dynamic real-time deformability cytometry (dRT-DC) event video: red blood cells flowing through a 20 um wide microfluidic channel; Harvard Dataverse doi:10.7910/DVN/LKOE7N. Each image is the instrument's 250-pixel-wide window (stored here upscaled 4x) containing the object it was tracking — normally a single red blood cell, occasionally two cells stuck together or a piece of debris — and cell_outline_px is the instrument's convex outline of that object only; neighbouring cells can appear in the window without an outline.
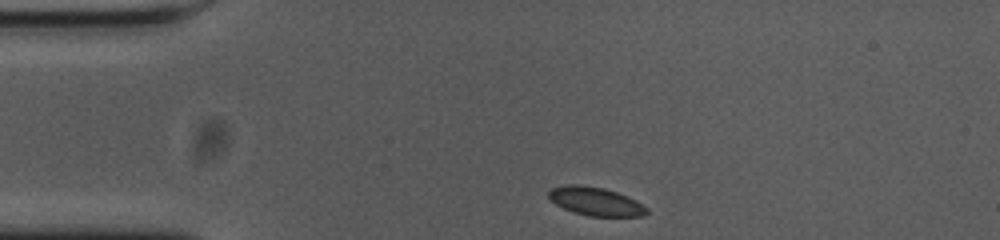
{"species": "common noctule bat (a hibernating species)", "species_latin": "Nyctalus noctula", "temperature_condition": "cold", "stored_images_in_passage": 37, "camera_frame_rate_fps": 3000, "um_per_image_px": 0.085, "animal": {"sex": "female", "body_mass_g": 23.0, "forearm_length_mm": 53.4}, "frame": {"image": 1, "passage_image": 1, "time_ms": 0.0, "image_size_px": [1000, 240], "cell_outline_px": [[648, 212], [644, 216], [588, 216], [572, 212], [556, 204], [548, 196], [548, 192], [552, 188], [568, 184], [576, 184], [604, 188], [628, 196], [636, 200], [648, 208]], "centroid_in_image_um": [50.64, 17.12], "position_along_channel_um": 34.4, "area_um2": 16.24}}
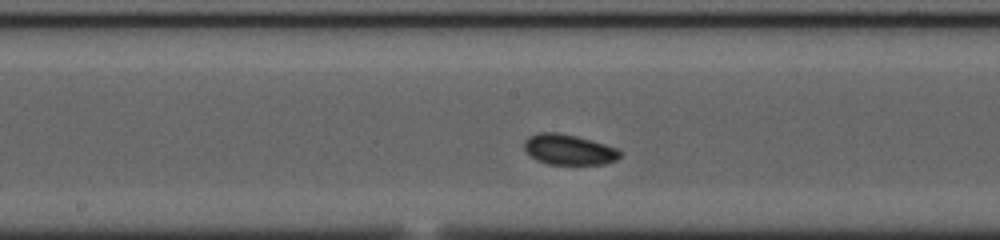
{"frame": {"image": 2, "passage_image": 18, "time_ms": 5.667, "image_size_px": [1000, 240], "cell_outline_px": [[620, 156], [616, 160], [604, 164], [548, 164], [536, 160], [524, 148], [524, 140], [528, 136], [540, 132], [556, 132], [576, 136], [592, 140], [616, 148], [620, 152]], "centroid_in_image_um": [48.33, 12.71], "position_along_channel_um": 199.9, "area_um2": 16.88}}
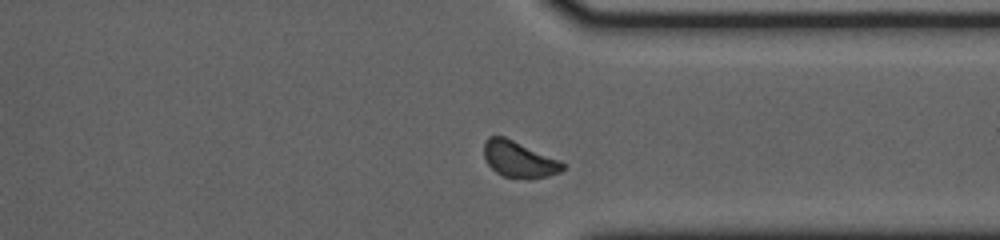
{"frame": {"image": 3, "passage_image": 32, "time_ms": 10.333, "image_size_px": [1000, 240], "cell_outline_px": [[564, 168], [560, 172], [548, 176], [528, 180], [504, 176], [496, 172], [488, 164], [484, 156], [484, 144], [488, 136], [504, 136], [560, 160], [564, 164]], "centroid_in_image_um": [44.12, 13.56], "position_along_channel_um": 367.3, "area_um2": 16.65}, "authors_computed_cell_mechanics": {"area_um2": 16.3574, "velocity_mm_per_s": 3.6147, "shape_relaxation_time_tau1_ms": null, "shape_relaxation_time_tau2_ms": 5.2771, "deformation_change_tau1": null, "deformation_change_tau2": 0.0784}}